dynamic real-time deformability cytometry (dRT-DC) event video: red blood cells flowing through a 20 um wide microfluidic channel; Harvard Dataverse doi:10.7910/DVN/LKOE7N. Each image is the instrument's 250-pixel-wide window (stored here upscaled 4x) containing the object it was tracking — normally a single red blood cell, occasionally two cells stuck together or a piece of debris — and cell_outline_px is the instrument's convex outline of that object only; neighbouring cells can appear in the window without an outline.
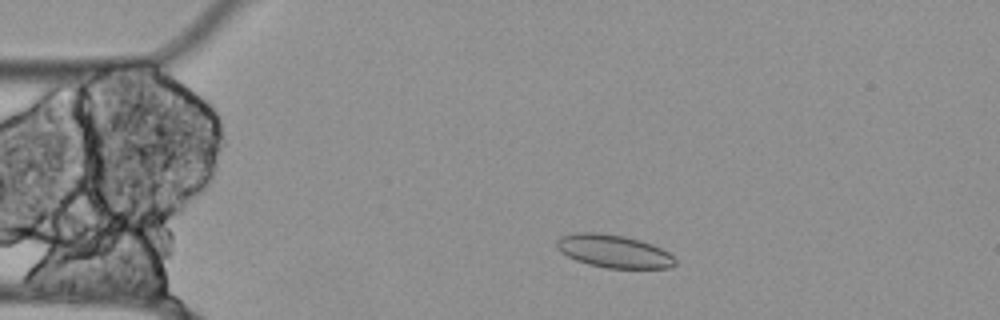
{"species": "Egyptian fruit bat (a non-hibernating species)", "species_latin": "Rousettus aegyptiacus", "temperature_condition": "cold", "stored_images_in_passage": 54, "camera_frame_rate_fps": 3000, "um_per_image_px": 0.085, "animal": {"sex": "female"}, "frame": {"image": 1, "passage_image": 9, "time_ms": 2.667, "image_size_px": [1000, 320], "cell_outline_px": [[676, 264], [668, 268], [608, 268], [588, 264], [576, 260], [560, 252], [556, 248], [556, 240], [560, 236], [572, 232], [596, 232], [624, 236], [640, 240], [652, 244], [668, 252], [676, 260]], "centroid_in_image_um": [52.12, 21.34], "position_along_channel_um": 32.9, "area_um2": 22.83}}
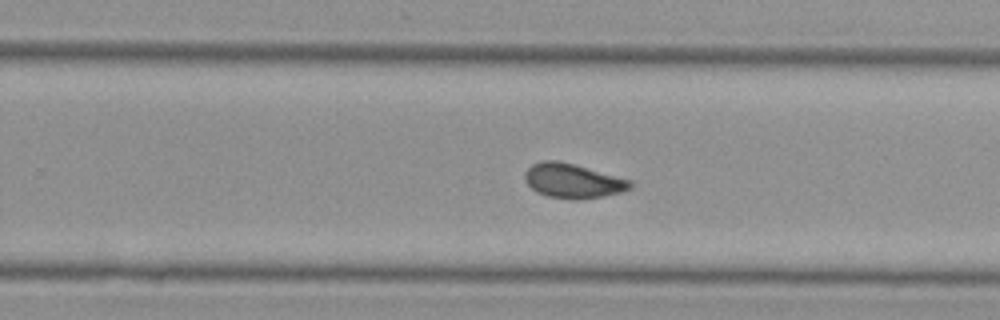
{"frame": {"image": 2, "passage_image": 33, "time_ms": 10.667, "image_size_px": [1000, 320], "cell_outline_px": [[632, 188], [620, 192], [604, 196], [576, 200], [572, 200], [548, 196], [536, 192], [528, 184], [524, 176], [524, 172], [532, 164], [540, 160], [556, 160], [572, 164], [632, 180]], "centroid_in_image_um": [48.68, 15.38], "position_along_channel_um": 281.1, "area_um2": 21.1}}
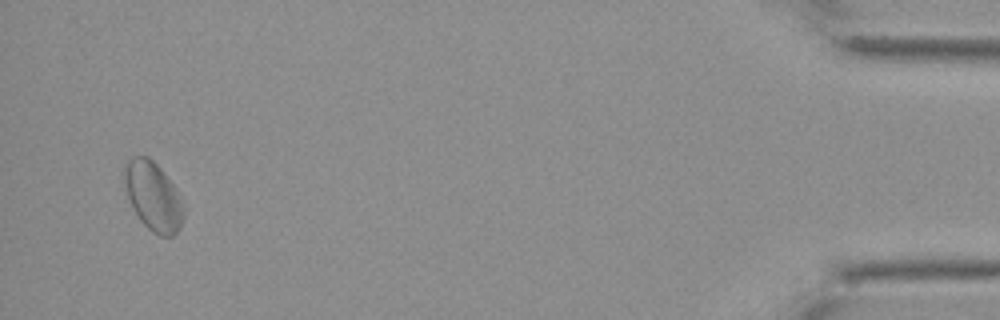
{"frame": {"image": 3, "passage_image": 52, "time_ms": 17.0, "image_size_px": [1000, 320], "cell_outline_px": [[184, 216], [180, 228], [172, 236], [160, 236], [152, 232], [140, 220], [128, 196], [124, 180], [124, 168], [128, 160], [132, 156], [148, 156], [160, 168], [172, 184], [184, 208]], "centroid_in_image_um": [13.02, 16.69], "position_along_channel_um": 422.2, "area_um2": 23.24}}